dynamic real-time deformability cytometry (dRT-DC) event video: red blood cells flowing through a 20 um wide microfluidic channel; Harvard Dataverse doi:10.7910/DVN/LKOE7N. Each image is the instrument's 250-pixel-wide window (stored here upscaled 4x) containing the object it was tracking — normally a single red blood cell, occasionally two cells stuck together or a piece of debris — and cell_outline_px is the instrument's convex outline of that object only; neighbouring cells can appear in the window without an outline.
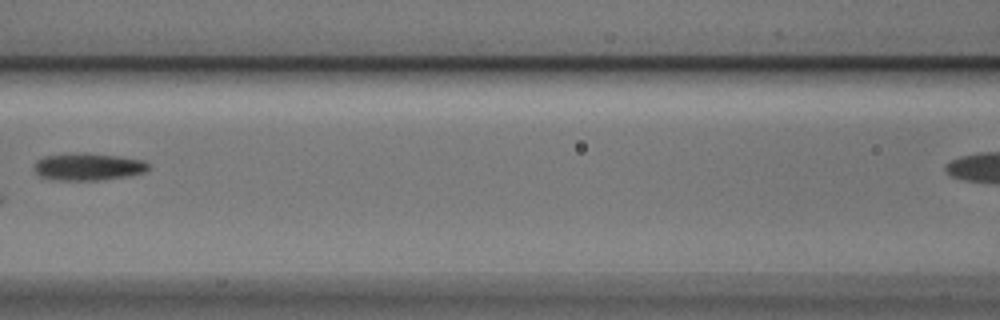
{"species": "Egyptian fruit bat (a non-hibernating species)", "species_latin": "Rousettus aegyptiacus", "temperature_condition": "cold", "stored_images_in_passage": 6, "camera_frame_rate_fps": 3000, "um_per_image_px": 0.085, "animal": {"sex": "male"}, "frame": {"image": 1, "passage_image": 5, "time_ms": 1.333, "image_size_px": [1000, 320], "cell_outline_px": [[148, 168], [144, 172], [124, 176], [96, 180], [52, 180], [40, 176], [32, 168], [36, 160], [44, 156], [84, 152], [120, 156], [144, 160], [148, 164]], "centroid_in_image_um": [7.43, 14.16], "position_along_channel_um": 159.2, "area_um2": 18.15}}